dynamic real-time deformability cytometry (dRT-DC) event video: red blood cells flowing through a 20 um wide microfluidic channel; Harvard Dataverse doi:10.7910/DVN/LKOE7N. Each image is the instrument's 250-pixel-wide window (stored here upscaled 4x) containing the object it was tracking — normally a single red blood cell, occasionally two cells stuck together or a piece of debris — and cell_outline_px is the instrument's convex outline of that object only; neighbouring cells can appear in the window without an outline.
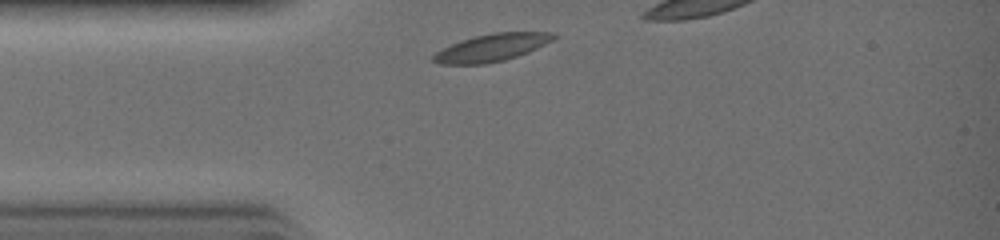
{"species": "common noctule bat (a hibernating species)", "species_latin": "Nyctalus noctula", "temperature_condition": "warm", "stored_images_in_passage": 9, "camera_frame_rate_fps": 3000, "um_per_image_px": 0.085, "animal": {"sex": "female", "body_mass_g": 19.0, "forearm_length_mm": 51.5}, "frame": {"image": 1, "passage_image": 1, "time_ms": 0.0, "image_size_px": [1000, 240], "cell_outline_px": [[560, 36], [528, 52], [504, 60], [484, 64], [440, 64], [432, 60], [432, 56], [436, 52], [460, 40], [492, 32], [552, 32]], "centroid_in_image_um": [41.81, 4.04], "position_along_channel_um": 43.2, "area_um2": 19.07}}